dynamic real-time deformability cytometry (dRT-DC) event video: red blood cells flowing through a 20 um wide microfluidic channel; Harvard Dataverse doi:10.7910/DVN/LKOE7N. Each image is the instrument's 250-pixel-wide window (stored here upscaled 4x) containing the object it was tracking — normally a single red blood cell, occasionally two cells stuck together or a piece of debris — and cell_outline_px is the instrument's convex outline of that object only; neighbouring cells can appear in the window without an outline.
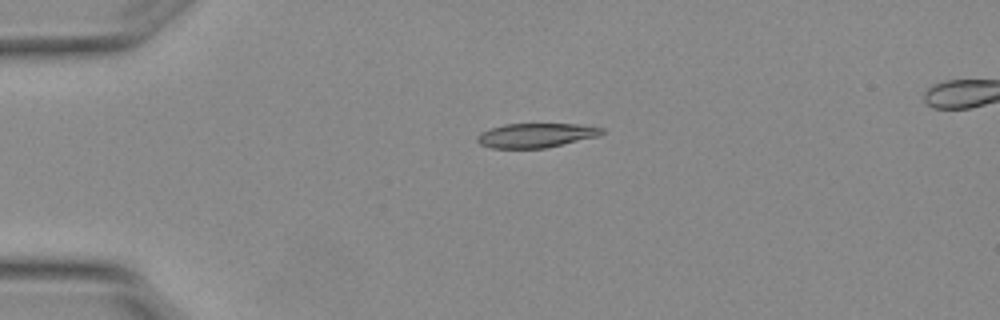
{"species": "Egyptian fruit bat (a non-hibernating species)", "species_latin": "Rousettus aegyptiacus", "temperature_condition": "warm", "stored_images_in_passage": 5, "camera_frame_rate_fps": 3000, "um_per_image_px": 0.085, "animal": {"sex": "female"}, "frame": {"image": 1, "passage_image": 2, "time_ms": 0.333, "image_size_px": [1000, 320], "cell_outline_px": [[604, 132], [596, 136], [544, 148], [492, 148], [480, 144], [476, 140], [476, 136], [480, 132], [504, 124], [576, 124], [604, 128]], "centroid_in_image_um": [45.49, 11.5], "position_along_channel_um": 39.5, "area_um2": 17.4}}
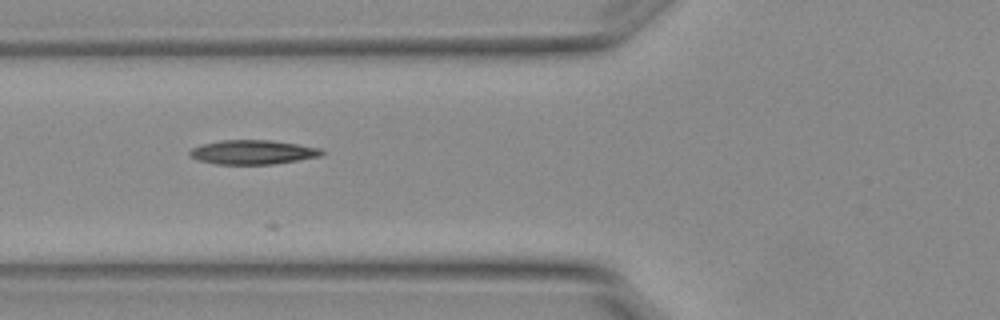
{"frame": {"image": 2, "passage_image": 4, "time_ms": 1.0, "image_size_px": [1000, 320], "cell_outline_px": [[324, 152], [320, 156], [272, 164], [216, 164], [196, 160], [188, 156], [188, 152], [192, 148], [200, 144], [220, 140], [272, 140], [320, 148]], "centroid_in_image_um": [21.4, 12.93], "position_along_channel_um": 104.4, "area_um2": 18.67}}